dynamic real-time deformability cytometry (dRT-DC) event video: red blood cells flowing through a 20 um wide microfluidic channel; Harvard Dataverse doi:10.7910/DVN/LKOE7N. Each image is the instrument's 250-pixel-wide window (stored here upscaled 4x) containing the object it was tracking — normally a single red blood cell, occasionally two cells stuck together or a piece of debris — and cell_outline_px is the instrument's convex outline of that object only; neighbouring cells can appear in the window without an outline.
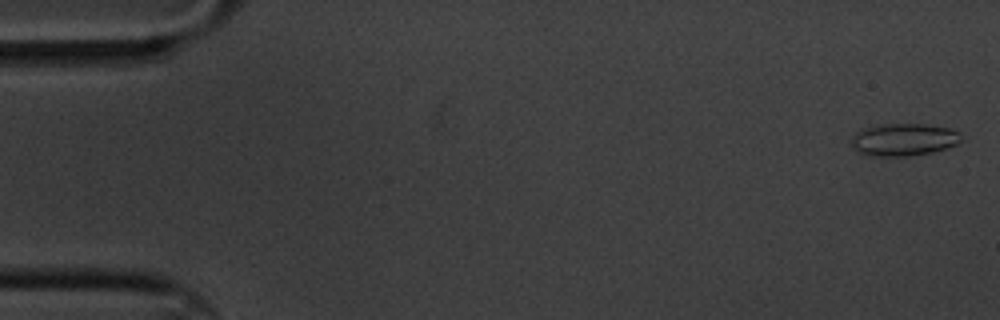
{"species": "common noctule bat (a hibernating species)", "species_latin": "Nyctalus noctula", "temperature_condition": "cold", "stored_images_in_passage": 5, "camera_frame_rate_fps": 3000, "um_per_image_px": 0.085, "animal": {"sex": "male", "body_mass_g": 20.1, "forearm_length_mm": 53.5}, "frame": {"image": 1, "passage_image": 1, "time_ms": 0.0, "image_size_px": [1000, 320], "cell_outline_px": [[960, 140], [956, 144], [932, 152], [908, 156], [864, 156], [852, 148], [848, 144], [852, 136], [856, 132], [864, 128], [884, 124], [924, 124], [948, 128], [960, 132]], "centroid_in_image_um": [76.72, 11.88], "position_along_channel_um": 8.3, "area_um2": 20.87}}
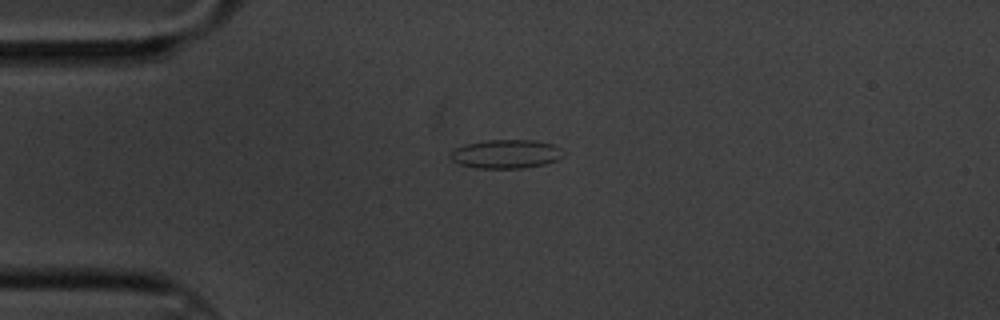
{"frame": {"image": 2, "passage_image": 4, "time_ms": 1.0, "image_size_px": [1000, 320], "cell_outline_px": [[564, 156], [556, 160], [544, 164], [520, 168], [480, 168], [460, 164], [452, 160], [448, 156], [448, 152], [464, 144], [488, 140], [536, 140], [552, 144], [560, 148], [564, 152]], "centroid_in_image_um": [42.99, 13.08], "position_along_channel_um": 42.0, "area_um2": 18.96}}